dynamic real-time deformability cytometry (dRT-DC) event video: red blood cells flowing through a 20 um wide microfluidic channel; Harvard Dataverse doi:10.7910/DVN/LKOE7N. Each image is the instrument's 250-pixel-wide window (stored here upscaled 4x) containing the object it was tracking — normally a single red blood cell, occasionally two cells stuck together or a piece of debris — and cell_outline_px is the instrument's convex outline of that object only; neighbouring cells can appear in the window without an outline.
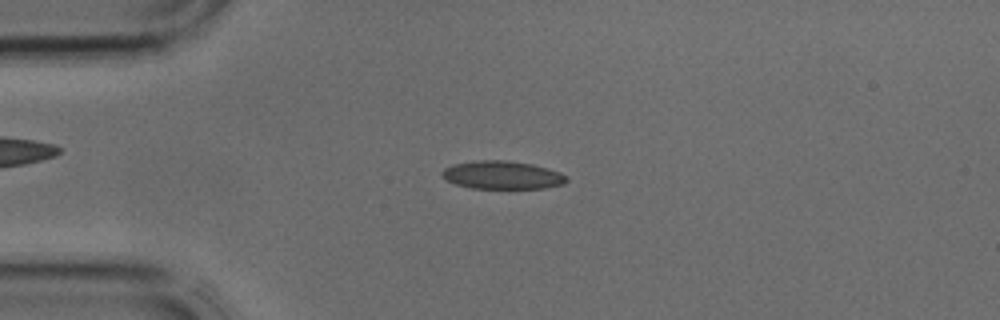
{"species": "common noctule bat (a hibernating species)", "species_latin": "Nyctalus noctula", "temperature_condition": "cold", "stored_images_in_passage": 3, "camera_frame_rate_fps": 3000, "um_per_image_px": 0.085, "animal": {"sex": "male", "body_mass_g": 17.9, "forearm_length_mm": 54.2}, "frame": {"image": 1, "passage_image": 3, "time_ms": 0.667, "image_size_px": [1000, 320], "cell_outline_px": [[568, 180], [564, 184], [544, 188], [472, 188], [456, 184], [440, 176], [440, 172], [444, 168], [452, 164], [472, 160], [504, 160], [532, 164], [548, 168], [560, 172], [568, 176]], "centroid_in_image_um": [42.68, 14.87], "position_along_channel_um": 42.3, "area_um2": 20.58}}